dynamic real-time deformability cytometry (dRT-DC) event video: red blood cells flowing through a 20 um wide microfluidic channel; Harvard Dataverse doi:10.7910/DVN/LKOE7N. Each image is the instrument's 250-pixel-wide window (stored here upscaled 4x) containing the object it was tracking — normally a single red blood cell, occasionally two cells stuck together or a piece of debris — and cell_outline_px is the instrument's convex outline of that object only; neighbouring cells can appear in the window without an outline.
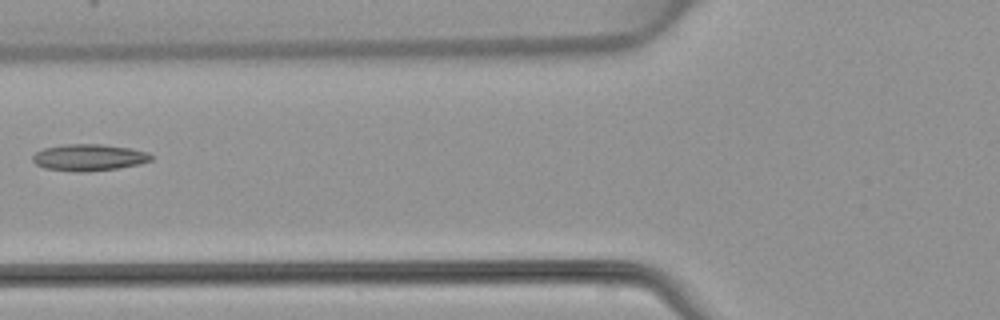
{"species": "common noctule bat (a hibernating species)", "species_latin": "Nyctalus noctula", "temperature_condition": "warm", "stored_images_in_passage": 6, "camera_frame_rate_fps": 3000, "um_per_image_px": 0.085, "animal": {"sex": "female", "body_mass_g": 22.7, "forearm_length_mm": 54.2}, "frame": {"image": 1, "passage_image": 6, "time_ms": 6.0, "image_size_px": [1000, 320], "cell_outline_px": [[152, 160], [140, 164], [116, 168], [84, 172], [76, 172], [44, 168], [36, 164], [32, 160], [32, 156], [36, 152], [44, 148], [64, 144], [100, 144], [132, 148], [148, 152], [152, 156]], "centroid_in_image_um": [7.56, 13.38], "position_along_channel_um": 118.2, "area_um2": 18.44}}